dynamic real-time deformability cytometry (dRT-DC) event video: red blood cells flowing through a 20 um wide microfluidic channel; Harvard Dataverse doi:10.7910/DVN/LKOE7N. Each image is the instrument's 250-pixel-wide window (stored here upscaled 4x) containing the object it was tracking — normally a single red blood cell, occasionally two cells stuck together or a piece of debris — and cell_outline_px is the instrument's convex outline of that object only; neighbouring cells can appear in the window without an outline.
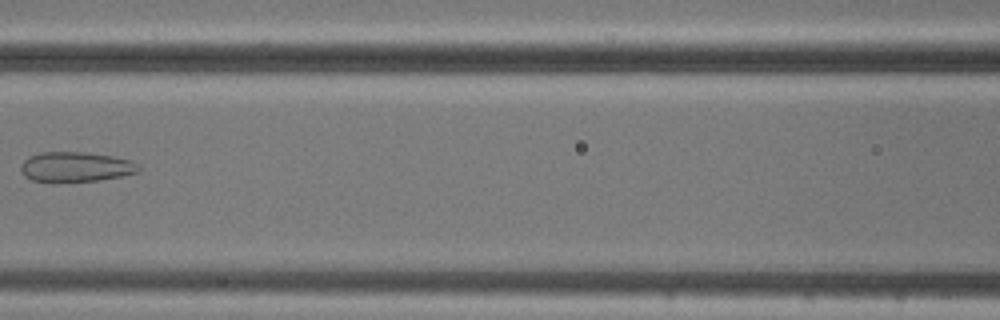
{"species": "common noctule bat (a hibernating species)", "species_latin": "Nyctalus noctula", "temperature_condition": "cold", "stored_images_in_passage": 8, "camera_frame_rate_fps": 3000, "um_per_image_px": 0.085, "animal": {"sex": "male", "body_mass_g": 20.5, "forearm_length_mm": 52.5}, "frame": {"image": 1, "passage_image": 7, "time_ms": 8.333, "image_size_px": [1000, 320], "cell_outline_px": [[140, 172], [120, 176], [96, 180], [60, 184], [56, 184], [32, 180], [24, 176], [20, 172], [20, 164], [28, 156], [40, 152], [80, 152], [112, 156], [132, 160], [140, 168]], "centroid_in_image_um": [6.36, 14.21], "position_along_channel_um": 160.2, "area_um2": 21.1}}
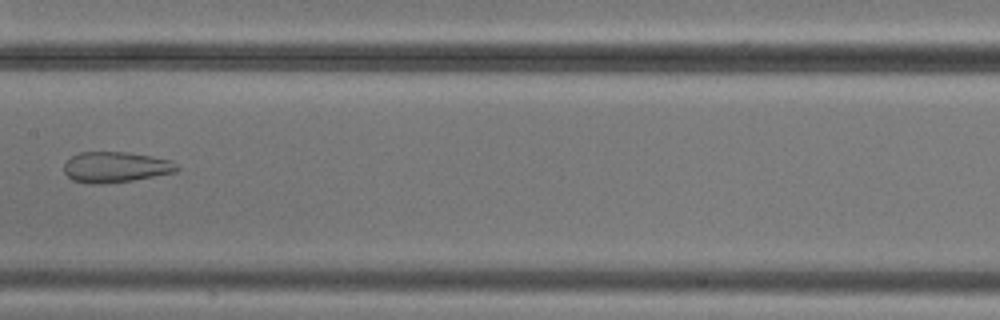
{"frame": {"image": 2, "passage_image": 8, "time_ms": 9.333, "image_size_px": [1000, 320], "cell_outline_px": [[180, 168], [176, 172], [132, 180], [100, 184], [88, 184], [72, 180], [64, 172], [64, 164], [72, 156], [80, 152], [124, 152], [152, 156], [172, 160]], "centroid_in_image_um": [9.83, 14.2], "position_along_channel_um": 197.6, "area_um2": 20.17}}